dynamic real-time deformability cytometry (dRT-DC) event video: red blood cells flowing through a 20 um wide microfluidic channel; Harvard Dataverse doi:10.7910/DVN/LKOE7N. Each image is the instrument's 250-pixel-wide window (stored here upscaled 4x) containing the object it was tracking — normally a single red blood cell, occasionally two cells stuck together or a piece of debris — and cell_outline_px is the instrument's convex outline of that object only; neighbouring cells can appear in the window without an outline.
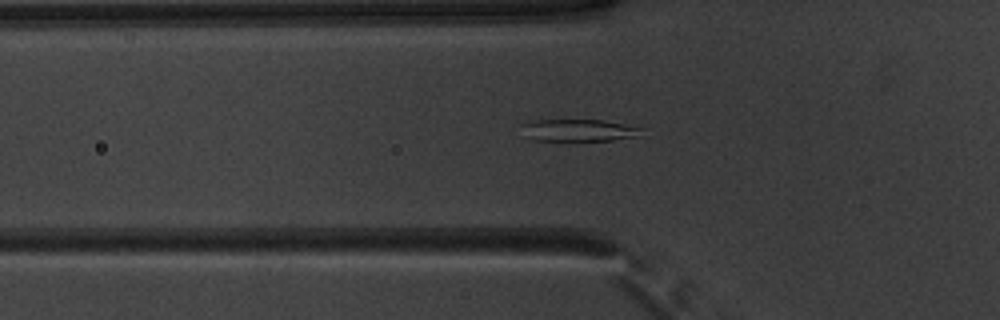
{"species": "common noctule bat (a hibernating species)", "species_latin": "Nyctalus noctula", "temperature_condition": "warm", "stored_images_in_passage": 50, "camera_frame_rate_fps": 3000, "um_per_image_px": 0.085, "animal": {"sex": "male", "body_mass_g": 20.1, "forearm_length_mm": 53.5}, "frame": {"image": 1, "passage_image": 17, "time_ms": 5.333, "image_size_px": [1000, 320], "cell_outline_px": [[644, 128], [636, 136], [612, 140], [536, 140], [520, 136], [520, 124], [536, 120], [604, 120]], "centroid_in_image_um": [49.07, 11.07], "position_along_channel_um": 76.7, "area_um2": 15.49}}
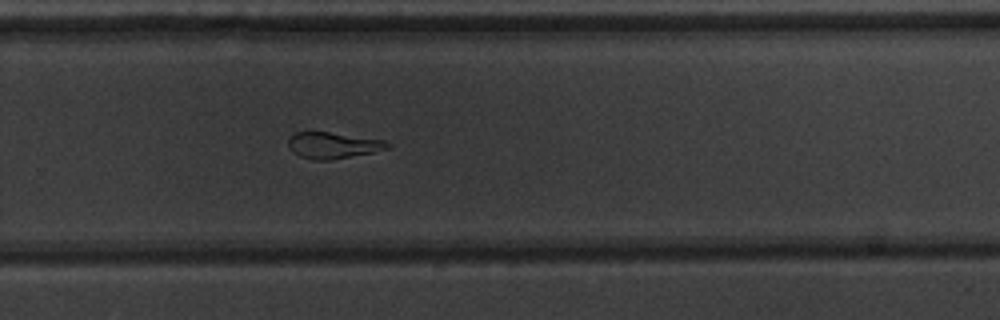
{"frame": {"image": 2, "passage_image": 34, "time_ms": 11.0, "image_size_px": [1000, 320], "cell_outline_px": [[392, 148], [332, 160], [316, 160], [300, 156], [292, 152], [288, 148], [288, 140], [296, 132], [328, 132], [384, 140], [392, 144]], "centroid_in_image_um": [28.32, 12.36], "position_along_channel_um": 301.5, "area_um2": 15.14}}
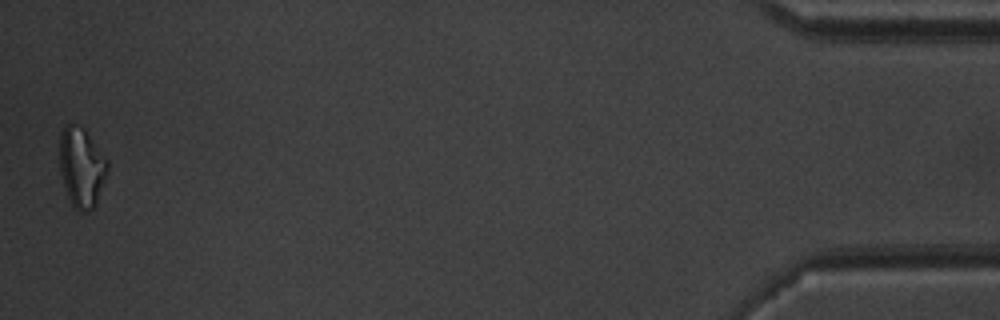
{"frame": {"image": 3, "passage_image": 50, "time_ms": 16.333, "image_size_px": [1000, 320], "cell_outline_px": [[108, 168], [96, 204], [88, 212], [80, 212], [72, 204], [68, 196], [60, 172], [60, 132], [64, 124], [80, 124], [84, 128], [108, 160]], "centroid_in_image_um": [6.93, 14.18], "position_along_channel_um": 428.3, "area_um2": 22.2}, "authors_computed_cell_mechanics": {"area_um2": 17.8602, "velocity_mm_per_s": 3.9604, "shape_relaxation_time_tau1_ms": 10.3783, "shape_relaxation_time_tau2_ms": 3.0577, "deformation_change_tau1": 0.2647, "deformation_change_tau2": 0.1329}}